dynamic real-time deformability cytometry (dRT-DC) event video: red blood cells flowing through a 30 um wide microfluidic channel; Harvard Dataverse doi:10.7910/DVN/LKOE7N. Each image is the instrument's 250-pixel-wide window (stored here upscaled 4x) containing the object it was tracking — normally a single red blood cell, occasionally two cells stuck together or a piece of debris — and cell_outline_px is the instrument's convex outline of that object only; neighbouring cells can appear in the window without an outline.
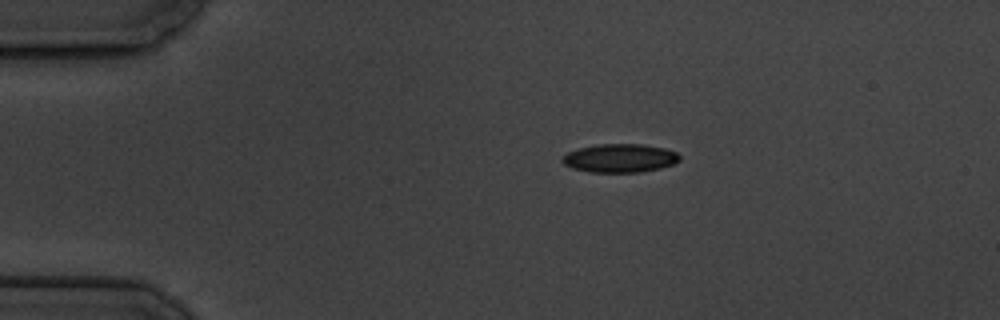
{"species": "common noctule bat (a hibernating species)", "species_latin": "Nyctalus noctula", "temperature_condition": "cold", "stored_images_in_passage": 4, "camera_frame_rate_fps": 3000, "um_per_image_px": 0.085, "animal": {"sex": "male", "body_mass_g": 19.5, "forearm_length_mm": 54.6}, "frame": {"image": 1, "passage_image": 1, "time_ms": 0.0, "image_size_px": [1000, 320], "cell_outline_px": [[680, 160], [672, 164], [660, 168], [640, 172], [592, 172], [572, 168], [564, 164], [560, 160], [568, 152], [576, 148], [600, 144], [644, 144], [664, 148], [676, 152], [680, 156]], "centroid_in_image_um": [52.68, 13.43], "position_along_channel_um": 32.3, "area_um2": 19.48}}
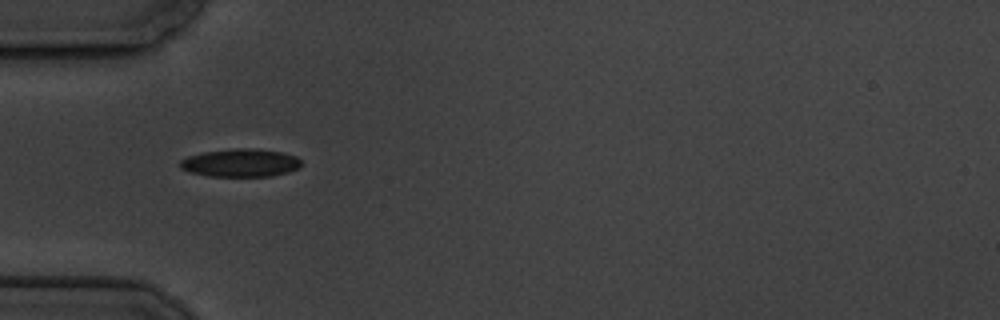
{"frame": {"image": 2, "passage_image": 3, "time_ms": 2.333, "image_size_px": [1000, 320], "cell_outline_px": [[304, 164], [300, 168], [288, 172], [272, 176], [208, 176], [188, 172], [180, 168], [180, 160], [188, 156], [204, 152], [236, 148], [256, 148], [284, 152], [296, 156]], "centroid_in_image_um": [20.48, 13.84], "position_along_channel_um": 64.5, "area_um2": 20.06}}
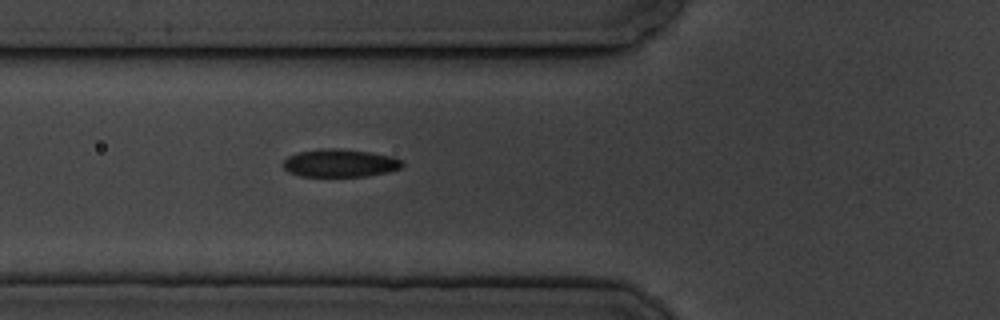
{"frame": {"image": 3, "passage_image": 4, "time_ms": 3.333, "image_size_px": [1000, 320], "cell_outline_px": [[404, 164], [400, 168], [388, 172], [368, 176], [300, 176], [288, 172], [284, 168], [284, 160], [288, 156], [296, 152], [320, 148], [340, 148], [372, 152], [392, 156], [400, 160]], "centroid_in_image_um": [28.88, 13.85], "position_along_channel_um": 96.9, "area_um2": 19.54}}